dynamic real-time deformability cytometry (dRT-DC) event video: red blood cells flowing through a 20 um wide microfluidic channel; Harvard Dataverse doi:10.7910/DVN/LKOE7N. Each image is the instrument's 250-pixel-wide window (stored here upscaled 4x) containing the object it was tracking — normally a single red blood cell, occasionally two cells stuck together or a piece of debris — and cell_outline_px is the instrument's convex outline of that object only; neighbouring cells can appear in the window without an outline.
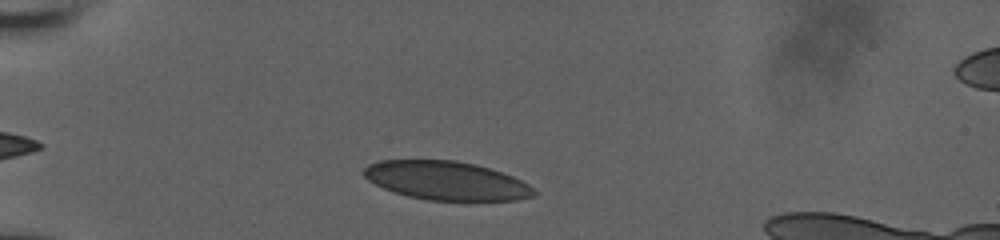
{"species": "human", "species_latin": "Homo sapiens", "temperature_condition": "room temperature", "stored_images_in_passage": 39, "camera_frame_rate_fps": 3000, "um_per_image_px": 0.085, "donor": {"sex": "male"}, "frame": {"image": 1, "passage_image": 5, "time_ms": 1.333, "image_size_px": [1000, 240], "cell_outline_px": [[536, 196], [516, 200], [428, 200], [408, 196], [384, 188], [368, 180], [360, 172], [368, 164], [376, 160], [456, 160], [476, 164], [512, 176], [528, 184], [536, 192]], "centroid_in_image_um": [37.91, 15.34], "position_along_channel_um": 47.1, "area_um2": 38.26}}
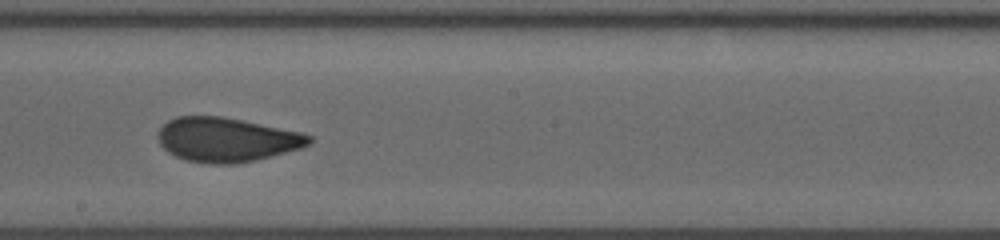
{"frame": {"image": 2, "passage_image": 22, "time_ms": 7.0, "image_size_px": [1000, 240], "cell_outline_px": [[312, 140], [308, 144], [300, 148], [256, 160], [236, 164], [208, 164], [184, 160], [168, 152], [160, 144], [156, 136], [160, 128], [168, 120], [176, 116], [220, 116], [300, 132], [312, 136]], "centroid_in_image_um": [19.21, 11.88], "position_along_channel_um": 229.0, "area_um2": 38.84}}
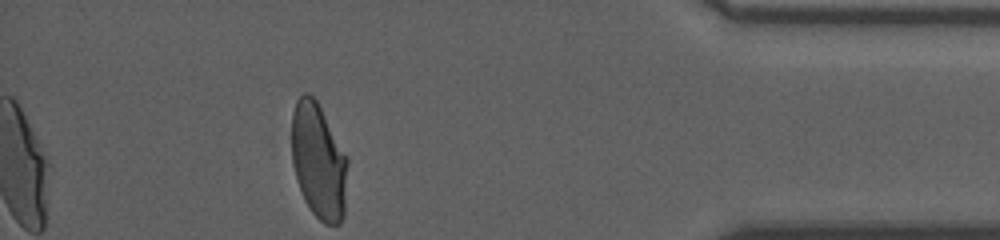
{"frame": {"image": 3, "passage_image": 39, "time_ms": 12.667, "image_size_px": [1000, 240], "cell_outline_px": [[348, 164], [344, 216], [340, 224], [324, 224], [312, 212], [304, 200], [296, 180], [292, 164], [292, 112], [296, 100], [304, 92], [308, 92], [316, 100], [348, 156]], "centroid_in_image_um": [27.08, 13.71], "position_along_channel_um": 408.1, "area_um2": 38.09}, "authors_computed_cell_mechanics": {"area_um2": 39.304, "velocity_mm_per_s": 3.8416, "shape_relaxation_time_tau1_ms": null, "shape_relaxation_time_tau2_ms": 0.8647, "deformation_change_tau1": null, "deformation_change_tau2": 0.0529}}